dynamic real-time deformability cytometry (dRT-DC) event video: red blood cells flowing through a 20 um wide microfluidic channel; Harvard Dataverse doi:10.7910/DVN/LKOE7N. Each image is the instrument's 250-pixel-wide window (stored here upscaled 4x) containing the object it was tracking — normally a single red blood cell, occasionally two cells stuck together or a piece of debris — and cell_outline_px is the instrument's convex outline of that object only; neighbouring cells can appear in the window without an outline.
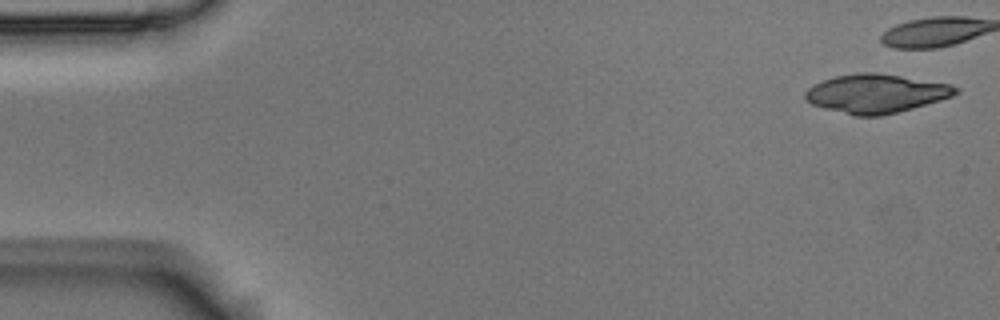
{"species": "Egyptian fruit bat (a non-hibernating species)", "species_latin": "Rousettus aegyptiacus", "temperature_condition": "room temperature", "stored_images_in_passage": 8, "camera_frame_rate_fps": 3000, "um_per_image_px": 0.085, "animal": {"sex": "male"}, "frame": {"image": 1, "passage_image": 1, "time_ms": 0.0, "image_size_px": [1000, 320], "cell_outline_px": [[960, 92], [952, 96], [940, 100], [912, 108], [880, 116], [856, 116], [824, 108], [812, 104], [804, 96], [804, 92], [812, 84], [836, 76], [860, 72], [876, 72], [948, 84], [960, 88]], "centroid_in_image_um": [74.44, 7.95], "position_along_channel_um": 10.6, "area_um2": 33.7}}
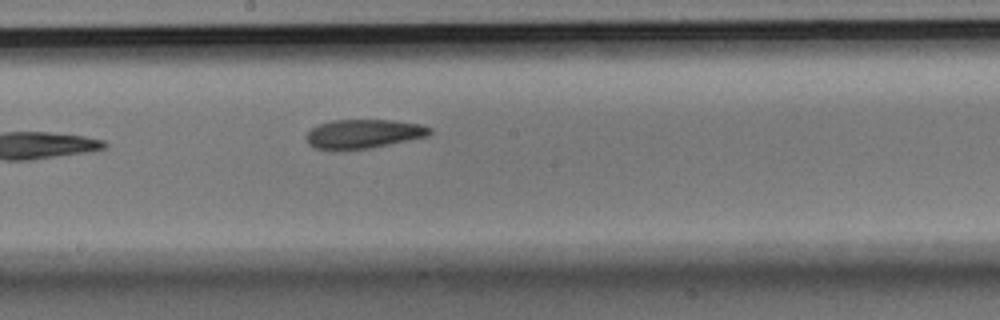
{"frame": {"image": 2, "passage_image": 8, "time_ms": 2.333, "image_size_px": [1000, 320], "cell_outline_px": [[432, 132], [428, 136], [368, 148], [332, 152], [316, 148], [308, 144], [304, 136], [316, 124], [332, 120], [392, 120], [420, 124], [432, 128]], "centroid_in_image_um": [30.82, 11.39], "position_along_channel_um": 217.4, "area_um2": 21.27}}